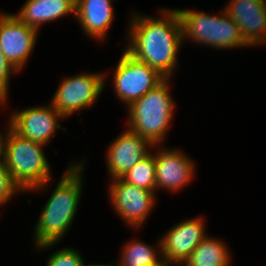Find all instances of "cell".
<instances>
[{
    "label": "cell",
    "mask_w": 266,
    "mask_h": 266,
    "mask_svg": "<svg viewBox=\"0 0 266 266\" xmlns=\"http://www.w3.org/2000/svg\"><path fill=\"white\" fill-rule=\"evenodd\" d=\"M158 10L155 17L141 11L130 12L124 49L165 78L173 79L183 44L181 22L175 8Z\"/></svg>",
    "instance_id": "6da1fadb"
},
{
    "label": "cell",
    "mask_w": 266,
    "mask_h": 266,
    "mask_svg": "<svg viewBox=\"0 0 266 266\" xmlns=\"http://www.w3.org/2000/svg\"><path fill=\"white\" fill-rule=\"evenodd\" d=\"M86 158L73 159L66 166L55 189L41 208L33 227V248L37 252L52 250L72 228L81 202L85 183ZM84 178V179H83Z\"/></svg>",
    "instance_id": "7a4b0ae2"
},
{
    "label": "cell",
    "mask_w": 266,
    "mask_h": 266,
    "mask_svg": "<svg viewBox=\"0 0 266 266\" xmlns=\"http://www.w3.org/2000/svg\"><path fill=\"white\" fill-rule=\"evenodd\" d=\"M5 125L3 160L13 181L26 194L44 193L52 182L57 181L44 151L46 145L21 137L8 126V122Z\"/></svg>",
    "instance_id": "3957f363"
},
{
    "label": "cell",
    "mask_w": 266,
    "mask_h": 266,
    "mask_svg": "<svg viewBox=\"0 0 266 266\" xmlns=\"http://www.w3.org/2000/svg\"><path fill=\"white\" fill-rule=\"evenodd\" d=\"M172 83V78H165L143 97L126 107L125 127L146 138L154 146L164 145L170 127L173 126L177 107L170 91Z\"/></svg>",
    "instance_id": "277c9868"
},
{
    "label": "cell",
    "mask_w": 266,
    "mask_h": 266,
    "mask_svg": "<svg viewBox=\"0 0 266 266\" xmlns=\"http://www.w3.org/2000/svg\"><path fill=\"white\" fill-rule=\"evenodd\" d=\"M175 9L181 22L183 45L190 41L194 45H205L221 51L249 48L240 34L238 24L228 16L224 8L217 14L201 9Z\"/></svg>",
    "instance_id": "5b68a950"
},
{
    "label": "cell",
    "mask_w": 266,
    "mask_h": 266,
    "mask_svg": "<svg viewBox=\"0 0 266 266\" xmlns=\"http://www.w3.org/2000/svg\"><path fill=\"white\" fill-rule=\"evenodd\" d=\"M108 72H80L74 76H64L49 101L51 105L66 119L78 115L81 111L94 107L106 88Z\"/></svg>",
    "instance_id": "8992f818"
},
{
    "label": "cell",
    "mask_w": 266,
    "mask_h": 266,
    "mask_svg": "<svg viewBox=\"0 0 266 266\" xmlns=\"http://www.w3.org/2000/svg\"><path fill=\"white\" fill-rule=\"evenodd\" d=\"M113 92L125 108L161 83L165 77L123 49L111 74Z\"/></svg>",
    "instance_id": "52a82bcc"
},
{
    "label": "cell",
    "mask_w": 266,
    "mask_h": 266,
    "mask_svg": "<svg viewBox=\"0 0 266 266\" xmlns=\"http://www.w3.org/2000/svg\"><path fill=\"white\" fill-rule=\"evenodd\" d=\"M107 185V195L114 213L131 230L142 229L141 227L154 211L159 195L129 184L121 178L110 180Z\"/></svg>",
    "instance_id": "ba28073f"
},
{
    "label": "cell",
    "mask_w": 266,
    "mask_h": 266,
    "mask_svg": "<svg viewBox=\"0 0 266 266\" xmlns=\"http://www.w3.org/2000/svg\"><path fill=\"white\" fill-rule=\"evenodd\" d=\"M8 126L18 135L37 143L49 146L60 129L66 131L60 121L65 118L49 104H36L28 108L11 110Z\"/></svg>",
    "instance_id": "9c48e42d"
},
{
    "label": "cell",
    "mask_w": 266,
    "mask_h": 266,
    "mask_svg": "<svg viewBox=\"0 0 266 266\" xmlns=\"http://www.w3.org/2000/svg\"><path fill=\"white\" fill-rule=\"evenodd\" d=\"M176 148L154 146L156 194L158 190H166L170 194L183 191L197 177L195 161L184 150Z\"/></svg>",
    "instance_id": "30bf717a"
},
{
    "label": "cell",
    "mask_w": 266,
    "mask_h": 266,
    "mask_svg": "<svg viewBox=\"0 0 266 266\" xmlns=\"http://www.w3.org/2000/svg\"><path fill=\"white\" fill-rule=\"evenodd\" d=\"M38 36L37 29L23 23L14 13L0 12V49L18 72L27 66Z\"/></svg>",
    "instance_id": "8fae6325"
},
{
    "label": "cell",
    "mask_w": 266,
    "mask_h": 266,
    "mask_svg": "<svg viewBox=\"0 0 266 266\" xmlns=\"http://www.w3.org/2000/svg\"><path fill=\"white\" fill-rule=\"evenodd\" d=\"M207 221L202 215L175 223L159 236L163 259L182 265L206 233Z\"/></svg>",
    "instance_id": "7c38bea8"
},
{
    "label": "cell",
    "mask_w": 266,
    "mask_h": 266,
    "mask_svg": "<svg viewBox=\"0 0 266 266\" xmlns=\"http://www.w3.org/2000/svg\"><path fill=\"white\" fill-rule=\"evenodd\" d=\"M106 148L105 166L109 180L121 178L136 163L149 155L154 145L126 127Z\"/></svg>",
    "instance_id": "4fadbf2b"
},
{
    "label": "cell",
    "mask_w": 266,
    "mask_h": 266,
    "mask_svg": "<svg viewBox=\"0 0 266 266\" xmlns=\"http://www.w3.org/2000/svg\"><path fill=\"white\" fill-rule=\"evenodd\" d=\"M223 8L250 48L266 46V0H229Z\"/></svg>",
    "instance_id": "5bb4252c"
},
{
    "label": "cell",
    "mask_w": 266,
    "mask_h": 266,
    "mask_svg": "<svg viewBox=\"0 0 266 266\" xmlns=\"http://www.w3.org/2000/svg\"><path fill=\"white\" fill-rule=\"evenodd\" d=\"M117 0H76L75 19L82 33L98 44L107 40L114 24ZM119 1V0H118Z\"/></svg>",
    "instance_id": "9a60e30c"
},
{
    "label": "cell",
    "mask_w": 266,
    "mask_h": 266,
    "mask_svg": "<svg viewBox=\"0 0 266 266\" xmlns=\"http://www.w3.org/2000/svg\"><path fill=\"white\" fill-rule=\"evenodd\" d=\"M75 7L76 0H25L14 15L26 25L41 32V28L47 23L68 15L75 18Z\"/></svg>",
    "instance_id": "2e32d148"
},
{
    "label": "cell",
    "mask_w": 266,
    "mask_h": 266,
    "mask_svg": "<svg viewBox=\"0 0 266 266\" xmlns=\"http://www.w3.org/2000/svg\"><path fill=\"white\" fill-rule=\"evenodd\" d=\"M226 243L207 234L181 266H230L232 253Z\"/></svg>",
    "instance_id": "e0dca14e"
},
{
    "label": "cell",
    "mask_w": 266,
    "mask_h": 266,
    "mask_svg": "<svg viewBox=\"0 0 266 266\" xmlns=\"http://www.w3.org/2000/svg\"><path fill=\"white\" fill-rule=\"evenodd\" d=\"M156 244L145 243L144 240L133 237L125 241L120 251V257L116 259L118 266H152L158 263L162 257L159 237Z\"/></svg>",
    "instance_id": "ac0fdd59"
},
{
    "label": "cell",
    "mask_w": 266,
    "mask_h": 266,
    "mask_svg": "<svg viewBox=\"0 0 266 266\" xmlns=\"http://www.w3.org/2000/svg\"><path fill=\"white\" fill-rule=\"evenodd\" d=\"M121 179L138 188L156 193V168L154 147L152 152L136 163Z\"/></svg>",
    "instance_id": "d6986e66"
},
{
    "label": "cell",
    "mask_w": 266,
    "mask_h": 266,
    "mask_svg": "<svg viewBox=\"0 0 266 266\" xmlns=\"http://www.w3.org/2000/svg\"><path fill=\"white\" fill-rule=\"evenodd\" d=\"M48 255V259L45 263L46 266H85L86 261L84 255L73 247H63Z\"/></svg>",
    "instance_id": "ffe728a7"
},
{
    "label": "cell",
    "mask_w": 266,
    "mask_h": 266,
    "mask_svg": "<svg viewBox=\"0 0 266 266\" xmlns=\"http://www.w3.org/2000/svg\"><path fill=\"white\" fill-rule=\"evenodd\" d=\"M17 194H25L22 189L13 181L4 160L0 161V209L6 205ZM0 211V217H1Z\"/></svg>",
    "instance_id": "44dd1931"
},
{
    "label": "cell",
    "mask_w": 266,
    "mask_h": 266,
    "mask_svg": "<svg viewBox=\"0 0 266 266\" xmlns=\"http://www.w3.org/2000/svg\"><path fill=\"white\" fill-rule=\"evenodd\" d=\"M18 73L20 72L10 64L0 49V96L5 100V106L7 107L9 104L11 76Z\"/></svg>",
    "instance_id": "7402d4cb"
},
{
    "label": "cell",
    "mask_w": 266,
    "mask_h": 266,
    "mask_svg": "<svg viewBox=\"0 0 266 266\" xmlns=\"http://www.w3.org/2000/svg\"><path fill=\"white\" fill-rule=\"evenodd\" d=\"M5 130L6 128H4L3 132L0 131V161H3Z\"/></svg>",
    "instance_id": "603a6c76"
},
{
    "label": "cell",
    "mask_w": 266,
    "mask_h": 266,
    "mask_svg": "<svg viewBox=\"0 0 266 266\" xmlns=\"http://www.w3.org/2000/svg\"><path fill=\"white\" fill-rule=\"evenodd\" d=\"M152 266H181V265L166 259H161L158 263Z\"/></svg>",
    "instance_id": "cb8c5ba5"
},
{
    "label": "cell",
    "mask_w": 266,
    "mask_h": 266,
    "mask_svg": "<svg viewBox=\"0 0 266 266\" xmlns=\"http://www.w3.org/2000/svg\"><path fill=\"white\" fill-rule=\"evenodd\" d=\"M85 266H118L115 262V260H112V262L108 263V264H100V263H92V264H86Z\"/></svg>",
    "instance_id": "d4e9b609"
},
{
    "label": "cell",
    "mask_w": 266,
    "mask_h": 266,
    "mask_svg": "<svg viewBox=\"0 0 266 266\" xmlns=\"http://www.w3.org/2000/svg\"><path fill=\"white\" fill-rule=\"evenodd\" d=\"M3 107H5V108H3ZM2 109H8V108H6V106H5V100L0 96V111L2 110ZM1 114V113H0Z\"/></svg>",
    "instance_id": "484cf974"
}]
</instances>
